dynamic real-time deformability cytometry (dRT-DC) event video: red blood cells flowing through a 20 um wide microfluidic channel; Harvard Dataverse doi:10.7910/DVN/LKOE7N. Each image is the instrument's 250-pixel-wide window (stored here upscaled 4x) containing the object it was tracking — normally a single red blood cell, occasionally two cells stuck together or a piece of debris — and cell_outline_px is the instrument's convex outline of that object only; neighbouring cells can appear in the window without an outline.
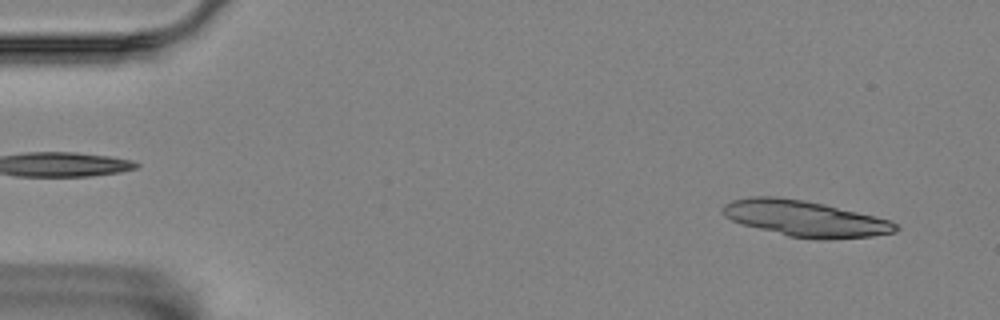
{"species": "Egyptian fruit bat (a non-hibernating species)", "species_latin": "Rousettus aegyptiacus", "temperature_condition": "room temperature", "stored_images_in_passage": 55, "camera_frame_rate_fps": 3000, "um_per_image_px": 0.085, "animal": {"sex": "female"}, "frame": {"image": 1, "passage_image": 3, "time_ms": 0.667, "image_size_px": [1000, 320], "cell_outline_px": [[900, 228], [896, 232], [872, 236], [788, 236], [744, 224], [732, 220], [724, 216], [720, 208], [724, 204], [732, 200], [752, 196], [776, 196], [804, 200], [824, 204], [876, 216], [888, 220], [896, 224]], "centroid_in_image_um": [68.36, 18.51], "position_along_channel_um": 16.6, "area_um2": 34.91}}
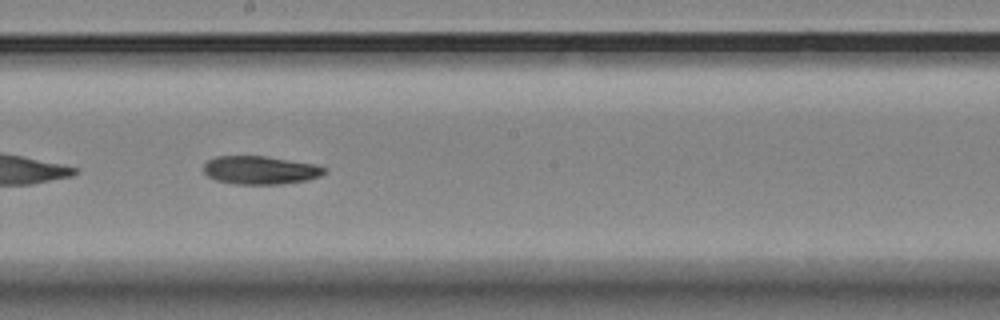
{"frame": {"image": 2, "passage_image": 30, "time_ms": 9.667, "image_size_px": [1000, 320], "cell_outline_px": [[328, 172], [320, 176], [308, 180], [280, 184], [232, 184], [216, 180], [208, 176], [204, 172], [204, 164], [208, 160], [216, 156], [264, 156], [316, 164], [328, 168]], "centroid_in_image_um": [22.16, 14.46], "position_along_channel_um": 226.0, "area_um2": 20.06}}
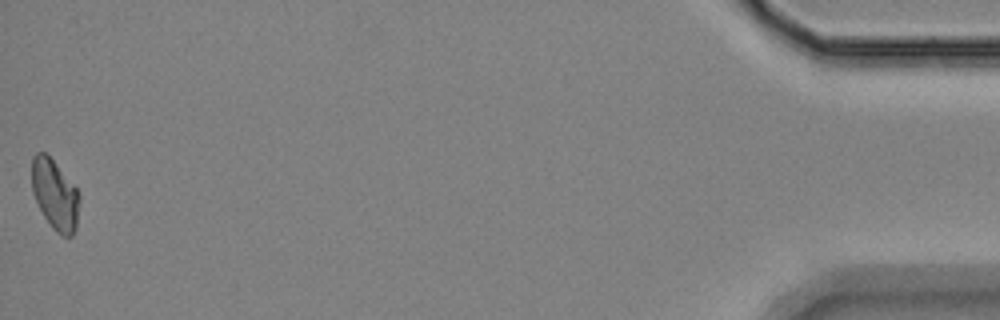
{"frame": {"image": 3, "passage_image": 55, "time_ms": 18.0, "image_size_px": [1000, 320], "cell_outline_px": [[80, 200], [76, 228], [72, 236], [60, 236], [52, 228], [44, 216], [32, 192], [32, 156], [36, 152], [44, 152], [52, 160], [76, 188], [80, 196]], "centroid_in_image_um": [4.67, 16.57], "position_along_channel_um": 430.5, "area_um2": 19.31}}